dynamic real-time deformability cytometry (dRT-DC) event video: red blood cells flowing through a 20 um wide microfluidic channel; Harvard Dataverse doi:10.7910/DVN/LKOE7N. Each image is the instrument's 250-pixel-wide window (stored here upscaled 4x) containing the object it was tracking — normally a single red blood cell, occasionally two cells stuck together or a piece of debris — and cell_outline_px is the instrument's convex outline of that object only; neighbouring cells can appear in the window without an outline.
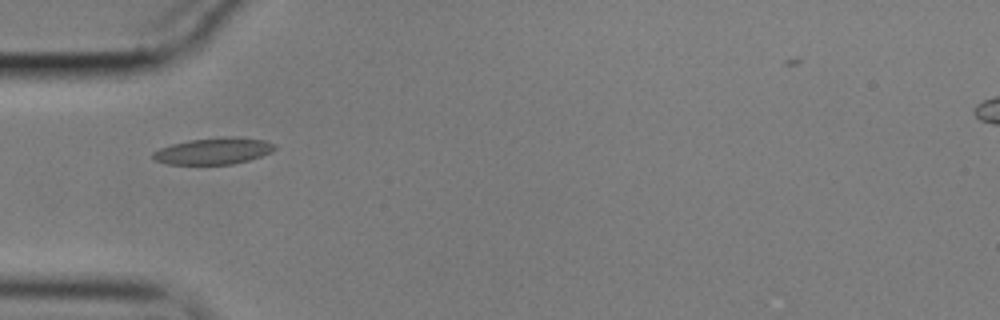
{"species": "common noctule bat (a hibernating species)", "species_latin": "Nyctalus noctula", "temperature_condition": "cold", "stored_images_in_passage": 39, "camera_frame_rate_fps": 3000, "um_per_image_px": 0.085, "animal": {"sex": "male", "body_mass_g": 17.9}, "frame": {"image": 1, "passage_image": 1, "time_ms": 0.0, "image_size_px": [1000, 320], "cell_outline_px": [[276, 148], [272, 152], [248, 160], [232, 164], [168, 164], [156, 160], [152, 156], [152, 152], [160, 148], [172, 144], [188, 140], [224, 136], [236, 136], [264, 140], [276, 144]], "centroid_in_image_um": [18.18, 12.82], "position_along_channel_um": 66.8, "area_um2": 18.9}}
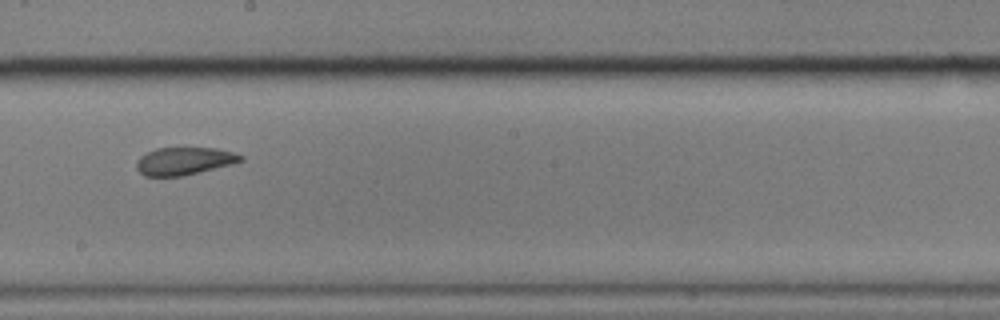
{"frame": {"image": 2, "passage_image": 15, "time_ms": 4.667, "image_size_px": [1000, 320], "cell_outline_px": [[244, 160], [232, 164], [184, 176], [144, 176], [136, 168], [136, 164], [140, 156], [156, 148], [216, 148], [232, 152], [244, 156]], "centroid_in_image_um": [15.66, 13.69], "position_along_channel_um": 232.5, "area_um2": 16.76}}
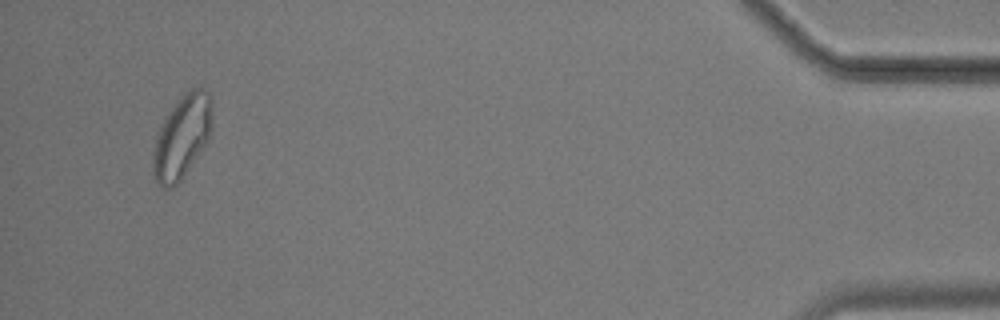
{"frame": {"image": 3, "passage_image": 37, "time_ms": 12.0, "image_size_px": [1000, 320], "cell_outline_px": [[212, 108], [208, 140], [184, 176], [172, 188], [160, 188], [156, 180], [152, 164], [152, 152], [164, 116], [176, 100], [188, 88], [204, 88], [212, 96]], "centroid_in_image_um": [15.46, 11.59], "position_along_channel_um": 419.7, "area_um2": 28.73}, "authors_computed_cell_mechanics": {"area_um2": 18.6694, "velocity_mm_per_s": 3.5534, "shape_relaxation_time_tau1_ms": null, "shape_relaxation_time_tau2_ms": 1.6341, "deformation_change_tau1": null, "deformation_change_tau2": 0.0586}}